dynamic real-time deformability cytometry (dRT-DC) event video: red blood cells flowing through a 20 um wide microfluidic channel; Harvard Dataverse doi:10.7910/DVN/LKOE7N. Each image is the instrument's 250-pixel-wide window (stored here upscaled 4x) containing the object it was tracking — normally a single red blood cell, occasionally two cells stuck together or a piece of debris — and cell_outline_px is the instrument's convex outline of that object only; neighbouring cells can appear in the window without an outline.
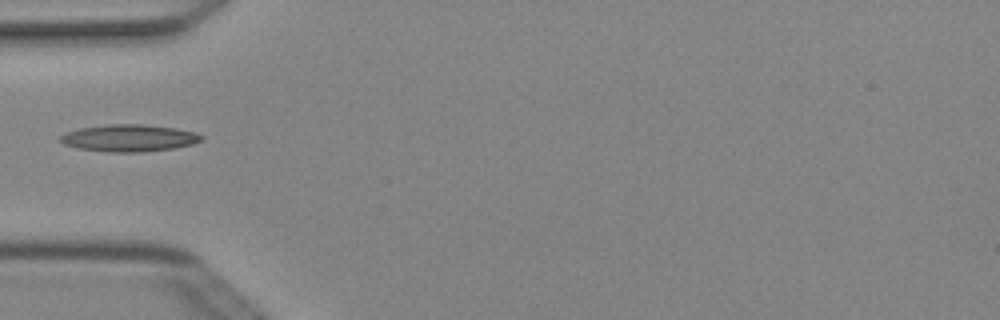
{"species": "Egyptian fruit bat (a non-hibernating species)", "species_latin": "Rousettus aegyptiacus", "temperature_condition": "cold", "stored_images_in_passage": 3, "camera_frame_rate_fps": 3000, "um_per_image_px": 0.085, "animal": {"sex": "female"}, "frame": {"image": 1, "passage_image": 3, "time_ms": 0.667, "image_size_px": [1000, 320], "cell_outline_px": [[204, 140], [192, 144], [172, 148], [144, 152], [108, 152], [80, 148], [64, 144], [56, 140], [64, 132], [80, 128], [108, 124], [144, 124], [176, 128], [196, 132], [204, 136]], "centroid_in_image_um": [10.97, 11.72], "position_along_channel_um": 74.0, "area_um2": 22.43}}